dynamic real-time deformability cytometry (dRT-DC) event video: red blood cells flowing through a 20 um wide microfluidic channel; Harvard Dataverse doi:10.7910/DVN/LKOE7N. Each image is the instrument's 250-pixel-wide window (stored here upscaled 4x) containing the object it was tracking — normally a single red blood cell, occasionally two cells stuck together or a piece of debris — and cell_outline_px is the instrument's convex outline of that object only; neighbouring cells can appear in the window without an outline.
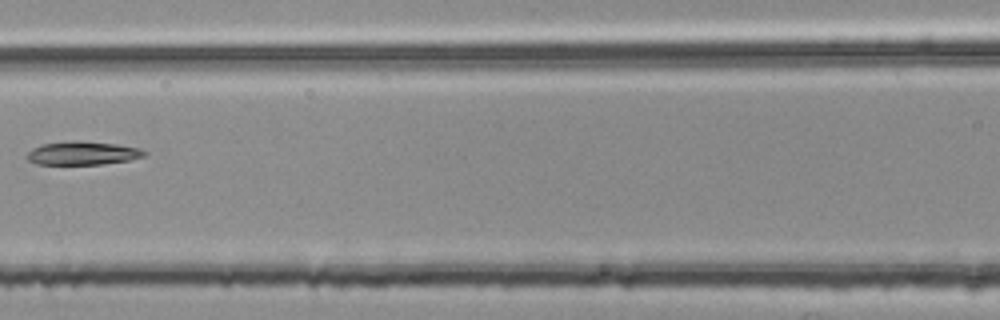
{"species": "common noctule bat (a hibernating species)", "species_latin": "Nyctalus noctula", "temperature_condition": "room temperature", "stored_images_in_passage": 6, "segment_of_instrument_passage": [2, 2], "camera_frame_rate_fps": 3000, "um_per_image_px": 0.085, "animal": {"sex": "female", "body_mass_g": 25.1}, "frame": {"image": 1, "passage_image": 6, "time_ms": 1.667, "image_size_px": [1000, 320], "cell_outline_px": [[148, 152], [144, 156], [128, 160], [104, 164], [36, 164], [28, 160], [24, 156], [32, 148], [40, 144], [68, 140], [80, 140], [116, 144], [140, 148]], "centroid_in_image_um": [6.98, 13.0], "position_along_channel_um": 159.6, "area_um2": 16.3}}